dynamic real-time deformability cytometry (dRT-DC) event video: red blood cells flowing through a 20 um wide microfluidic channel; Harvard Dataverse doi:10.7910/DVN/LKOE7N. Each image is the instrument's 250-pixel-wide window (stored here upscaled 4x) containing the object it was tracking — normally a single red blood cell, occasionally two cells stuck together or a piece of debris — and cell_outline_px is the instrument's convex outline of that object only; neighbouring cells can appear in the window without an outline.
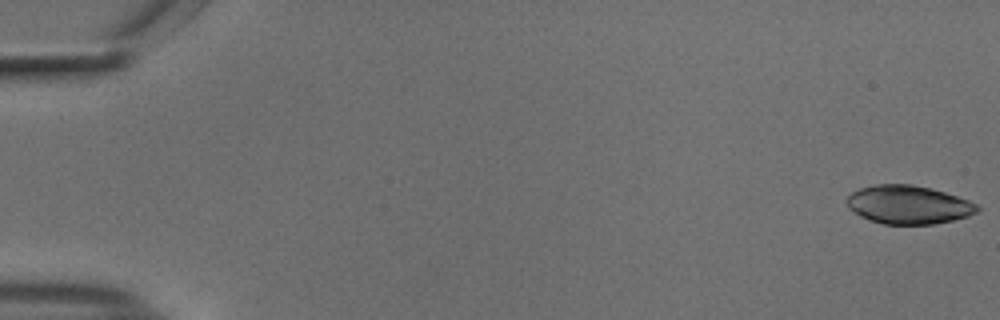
{"species": "common noctule bat (a hibernating species)", "species_latin": "Nyctalus noctula", "temperature_condition": "cold", "stored_images_in_passage": 54, "camera_frame_rate_fps": 3000, "um_per_image_px": 0.085, "animal": {"sex": "male", "body_mass_g": 18.8}, "frame": {"image": 1, "passage_image": 1, "time_ms": 0.0, "image_size_px": [1000, 320], "cell_outline_px": [[980, 208], [976, 212], [968, 216], [952, 220], [932, 224], [884, 224], [868, 220], [852, 212], [848, 208], [844, 200], [852, 192], [860, 188], [876, 184], [912, 184], [944, 192], [968, 200], [976, 204]], "centroid_in_image_um": [77.15, 17.4], "position_along_channel_um": 7.8, "area_um2": 29.25}}
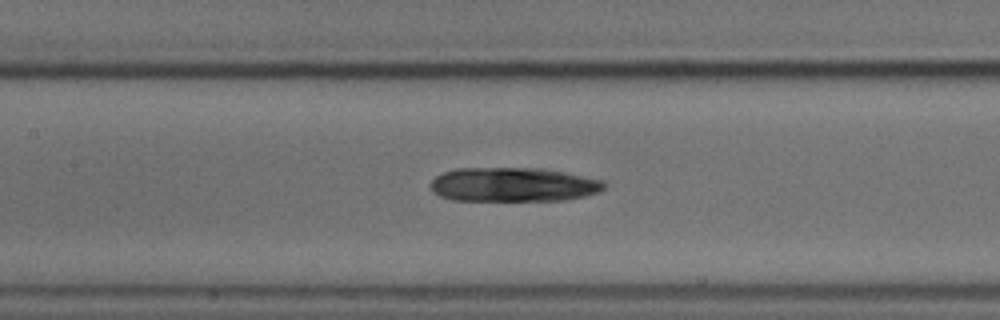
{"frame": {"image": 2, "passage_image": 26, "time_ms": 8.333, "image_size_px": [1000, 320], "cell_outline_px": [[604, 188], [600, 192], [584, 196], [564, 200], [452, 200], [440, 196], [432, 192], [432, 180], [436, 176], [444, 172], [456, 168], [544, 168], [604, 180]], "centroid_in_image_um": [43.64, 15.68], "position_along_channel_um": 163.8, "area_um2": 34.56}}
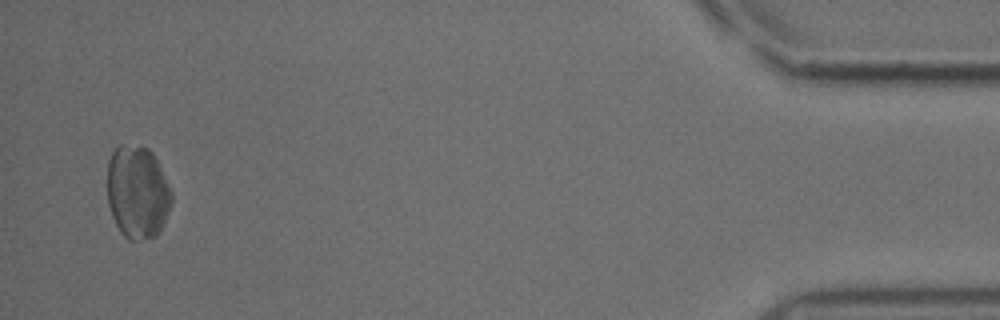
{"frame": {"image": 3, "passage_image": 53, "time_ms": 17.333, "image_size_px": [1000, 320], "cell_outline_px": [[172, 204], [160, 232], [156, 236], [136, 240], [128, 240], [120, 232], [112, 216], [108, 204], [108, 160], [112, 152], [120, 144], [148, 148], [152, 152], [172, 192]], "centroid_in_image_um": [11.68, 16.36], "position_along_channel_um": 423.5, "area_um2": 34.8}}